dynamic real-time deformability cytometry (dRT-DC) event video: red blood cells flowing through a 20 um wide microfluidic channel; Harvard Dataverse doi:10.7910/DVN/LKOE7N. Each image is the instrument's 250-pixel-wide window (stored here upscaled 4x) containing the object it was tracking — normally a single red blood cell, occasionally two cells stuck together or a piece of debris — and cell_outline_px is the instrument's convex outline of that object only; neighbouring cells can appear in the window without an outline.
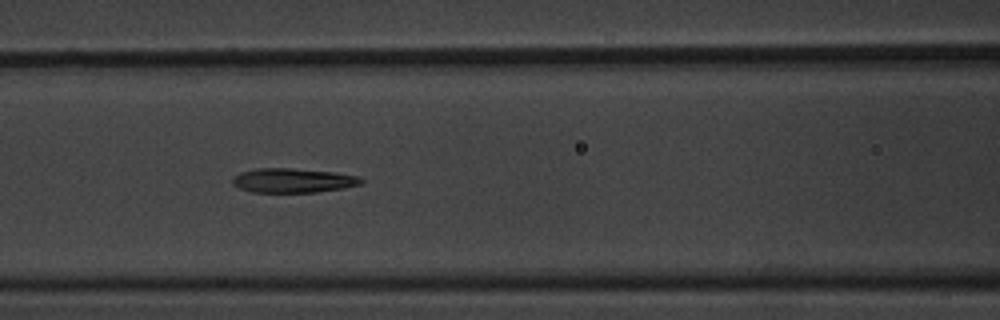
{"species": "common noctule bat (a hibernating species)", "species_latin": "Nyctalus noctula", "temperature_condition": "warm", "stored_images_in_passage": 9, "camera_frame_rate_fps": 3000, "um_per_image_px": 0.085, "animal": {"sex": "male", "body_mass_g": 20.1, "forearm_length_mm": 53.5}, "frame": {"image": 1, "passage_image": 7, "time_ms": 2.0, "image_size_px": [1000, 320], "cell_outline_px": [[364, 180], [360, 184], [344, 188], [316, 192], [252, 192], [240, 188], [232, 184], [232, 180], [240, 172], [256, 168], [288, 168], [332, 172], [356, 176]], "centroid_in_image_um": [24.87, 15.34], "position_along_channel_um": 141.7, "area_um2": 18.03}}
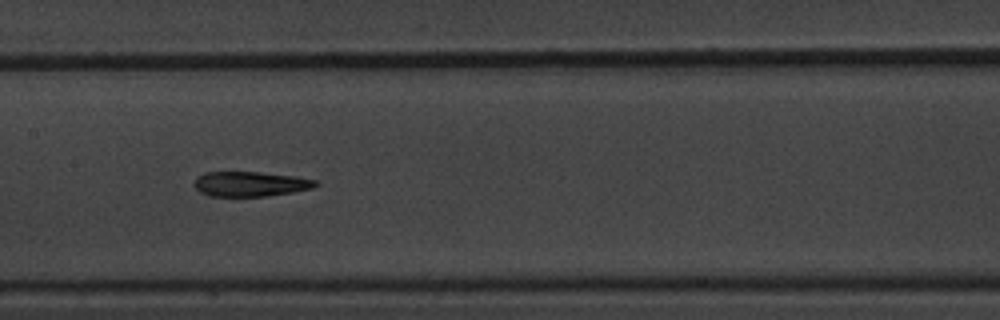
{"frame": {"image": 2, "passage_image": 8, "time_ms": 2.333, "image_size_px": [1000, 320], "cell_outline_px": [[320, 184], [312, 188], [292, 192], [268, 196], [208, 196], [200, 192], [196, 188], [196, 176], [204, 172], [260, 172], [296, 176], [320, 180]], "centroid_in_image_um": [21.33, 15.63], "position_along_channel_um": 186.1, "area_um2": 17.74}}
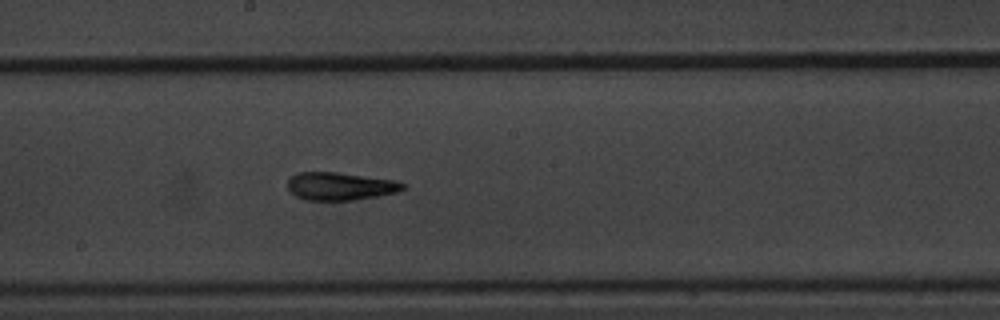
{"frame": {"image": 3, "passage_image": 9, "time_ms": 2.667, "image_size_px": [1000, 320], "cell_outline_px": [[408, 188], [396, 192], [376, 196], [352, 200], [304, 200], [288, 192], [288, 180], [296, 172], [336, 172], [396, 180], [408, 184]], "centroid_in_image_um": [28.93, 15.82], "position_along_channel_um": 219.3, "area_um2": 18.9}}